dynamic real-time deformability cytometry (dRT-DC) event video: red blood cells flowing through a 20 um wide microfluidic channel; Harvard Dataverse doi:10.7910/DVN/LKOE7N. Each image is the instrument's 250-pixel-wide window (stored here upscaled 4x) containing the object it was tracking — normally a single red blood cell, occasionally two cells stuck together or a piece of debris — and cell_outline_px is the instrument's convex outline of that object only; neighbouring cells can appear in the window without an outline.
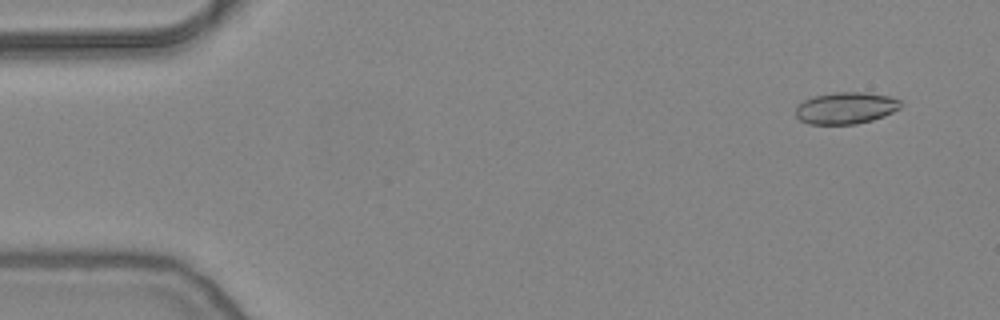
{"species": "common noctule bat (a hibernating species)", "species_latin": "Nyctalus noctula", "temperature_condition": "warm", "stored_images_in_passage": 54, "camera_frame_rate_fps": 3000, "um_per_image_px": 0.085, "animal": {"sex": "female", "body_mass_g": 24.6, "forearm_length_mm": 56.2}, "frame": {"image": 1, "passage_image": 4, "time_ms": 1.0, "image_size_px": [1000, 320], "cell_outline_px": [[900, 108], [884, 116], [872, 120], [856, 124], [808, 124], [800, 120], [796, 116], [796, 108], [804, 100], [812, 96], [836, 92], [864, 92], [888, 96], [900, 100]], "centroid_in_image_um": [71.88, 9.18], "position_along_channel_um": 13.1, "area_um2": 19.36}}
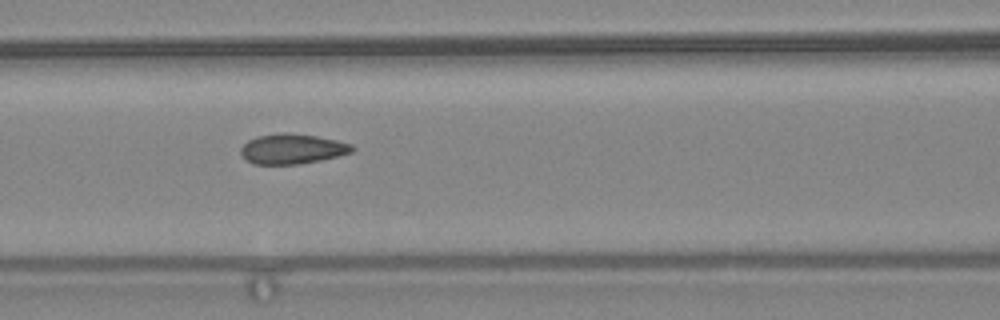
{"frame": {"image": 2, "passage_image": 23, "time_ms": 7.333, "image_size_px": [1000, 320], "cell_outline_px": [[356, 148], [352, 152], [320, 160], [300, 164], [252, 164], [244, 160], [240, 152], [240, 148], [248, 140], [256, 136], [284, 132], [316, 136], [336, 140], [352, 144]], "centroid_in_image_um": [24.8, 12.66], "position_along_channel_um": 141.8, "area_um2": 19.59}}
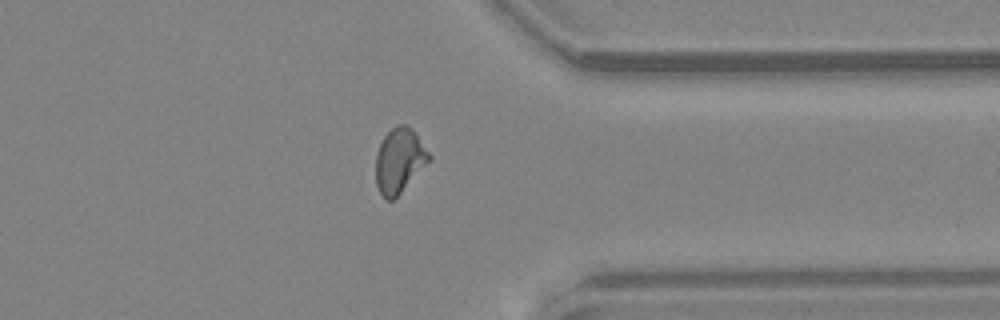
{"frame": {"image": 3, "passage_image": 42, "time_ms": 13.667, "image_size_px": [1000, 320], "cell_outline_px": [[432, 156], [400, 192], [392, 200], [384, 200], [376, 184], [376, 152], [384, 136], [396, 124], [404, 124], [412, 128]], "centroid_in_image_um": [33.91, 13.61], "position_along_channel_um": 377.5, "area_um2": 19.65}, "authors_computed_cell_mechanics": {"area_um2": 19.652, "velocity_mm_per_s": 3.8455, "shape_relaxation_time_tau1_ms": null, "shape_relaxation_time_tau2_ms": 1.1434, "deformation_change_tau1": null, "deformation_change_tau2": 0.0622}}